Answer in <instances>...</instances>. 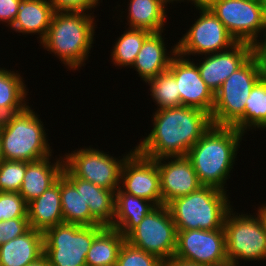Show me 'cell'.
<instances>
[{
    "mask_svg": "<svg viewBox=\"0 0 266 266\" xmlns=\"http://www.w3.org/2000/svg\"><path fill=\"white\" fill-rule=\"evenodd\" d=\"M252 57L255 59L261 79L266 80V43L260 38L251 44Z\"/></svg>",
    "mask_w": 266,
    "mask_h": 266,
    "instance_id": "38",
    "label": "cell"
},
{
    "mask_svg": "<svg viewBox=\"0 0 266 266\" xmlns=\"http://www.w3.org/2000/svg\"><path fill=\"white\" fill-rule=\"evenodd\" d=\"M163 32L151 33L143 42L140 51L137 54L134 68L143 81H148L156 77L161 72L169 69L170 62L177 53V44L167 51V46L162 35ZM170 53V54H169ZM171 55V56H170Z\"/></svg>",
    "mask_w": 266,
    "mask_h": 266,
    "instance_id": "18",
    "label": "cell"
},
{
    "mask_svg": "<svg viewBox=\"0 0 266 266\" xmlns=\"http://www.w3.org/2000/svg\"><path fill=\"white\" fill-rule=\"evenodd\" d=\"M227 191L212 186H201L198 190L170 201L168 207L176 230L224 229V220L233 207Z\"/></svg>",
    "mask_w": 266,
    "mask_h": 266,
    "instance_id": "5",
    "label": "cell"
},
{
    "mask_svg": "<svg viewBox=\"0 0 266 266\" xmlns=\"http://www.w3.org/2000/svg\"><path fill=\"white\" fill-rule=\"evenodd\" d=\"M266 121V80L260 79L246 100L244 117L234 126L242 133L256 131Z\"/></svg>",
    "mask_w": 266,
    "mask_h": 266,
    "instance_id": "30",
    "label": "cell"
},
{
    "mask_svg": "<svg viewBox=\"0 0 266 266\" xmlns=\"http://www.w3.org/2000/svg\"><path fill=\"white\" fill-rule=\"evenodd\" d=\"M55 10L50 0H22L10 27L22 34H38L40 42L46 37Z\"/></svg>",
    "mask_w": 266,
    "mask_h": 266,
    "instance_id": "22",
    "label": "cell"
},
{
    "mask_svg": "<svg viewBox=\"0 0 266 266\" xmlns=\"http://www.w3.org/2000/svg\"><path fill=\"white\" fill-rule=\"evenodd\" d=\"M102 2V0H101ZM53 8L57 12H92L100 0H50Z\"/></svg>",
    "mask_w": 266,
    "mask_h": 266,
    "instance_id": "36",
    "label": "cell"
},
{
    "mask_svg": "<svg viewBox=\"0 0 266 266\" xmlns=\"http://www.w3.org/2000/svg\"><path fill=\"white\" fill-rule=\"evenodd\" d=\"M152 130L135 148L150 159L186 156L212 125L208 113L184 105L156 110Z\"/></svg>",
    "mask_w": 266,
    "mask_h": 266,
    "instance_id": "1",
    "label": "cell"
},
{
    "mask_svg": "<svg viewBox=\"0 0 266 266\" xmlns=\"http://www.w3.org/2000/svg\"><path fill=\"white\" fill-rule=\"evenodd\" d=\"M22 0H0V22L12 26Z\"/></svg>",
    "mask_w": 266,
    "mask_h": 266,
    "instance_id": "37",
    "label": "cell"
},
{
    "mask_svg": "<svg viewBox=\"0 0 266 266\" xmlns=\"http://www.w3.org/2000/svg\"><path fill=\"white\" fill-rule=\"evenodd\" d=\"M31 106L0 119L4 160L33 162L52 156L47 133Z\"/></svg>",
    "mask_w": 266,
    "mask_h": 266,
    "instance_id": "4",
    "label": "cell"
},
{
    "mask_svg": "<svg viewBox=\"0 0 266 266\" xmlns=\"http://www.w3.org/2000/svg\"><path fill=\"white\" fill-rule=\"evenodd\" d=\"M60 193L63 220L66 224L81 226L101 225L90 213L89 205L81 192L62 174L60 176Z\"/></svg>",
    "mask_w": 266,
    "mask_h": 266,
    "instance_id": "27",
    "label": "cell"
},
{
    "mask_svg": "<svg viewBox=\"0 0 266 266\" xmlns=\"http://www.w3.org/2000/svg\"><path fill=\"white\" fill-rule=\"evenodd\" d=\"M163 266H207V265L184 261L173 256L169 260L164 261Z\"/></svg>",
    "mask_w": 266,
    "mask_h": 266,
    "instance_id": "39",
    "label": "cell"
},
{
    "mask_svg": "<svg viewBox=\"0 0 266 266\" xmlns=\"http://www.w3.org/2000/svg\"><path fill=\"white\" fill-rule=\"evenodd\" d=\"M244 133L233 126H216L210 128L190 148L186 157L190 160L200 183L223 191L226 180L233 172L237 160V151Z\"/></svg>",
    "mask_w": 266,
    "mask_h": 266,
    "instance_id": "2",
    "label": "cell"
},
{
    "mask_svg": "<svg viewBox=\"0 0 266 266\" xmlns=\"http://www.w3.org/2000/svg\"><path fill=\"white\" fill-rule=\"evenodd\" d=\"M62 157L59 155L56 162L52 159L54 163L50 161L51 158H54L52 156L27 162L26 172L19 190V194L27 203L42 195L57 182L64 168V158Z\"/></svg>",
    "mask_w": 266,
    "mask_h": 266,
    "instance_id": "19",
    "label": "cell"
},
{
    "mask_svg": "<svg viewBox=\"0 0 266 266\" xmlns=\"http://www.w3.org/2000/svg\"><path fill=\"white\" fill-rule=\"evenodd\" d=\"M116 192H125L149 200L155 206L163 205L156 161L134 150L122 165L120 185Z\"/></svg>",
    "mask_w": 266,
    "mask_h": 266,
    "instance_id": "14",
    "label": "cell"
},
{
    "mask_svg": "<svg viewBox=\"0 0 266 266\" xmlns=\"http://www.w3.org/2000/svg\"><path fill=\"white\" fill-rule=\"evenodd\" d=\"M177 230L166 205L151 210L126 237L134 247L153 254L163 261L174 256Z\"/></svg>",
    "mask_w": 266,
    "mask_h": 266,
    "instance_id": "12",
    "label": "cell"
},
{
    "mask_svg": "<svg viewBox=\"0 0 266 266\" xmlns=\"http://www.w3.org/2000/svg\"><path fill=\"white\" fill-rule=\"evenodd\" d=\"M103 225L62 223L43 233L44 254L50 266H86V255Z\"/></svg>",
    "mask_w": 266,
    "mask_h": 266,
    "instance_id": "7",
    "label": "cell"
},
{
    "mask_svg": "<svg viewBox=\"0 0 266 266\" xmlns=\"http://www.w3.org/2000/svg\"><path fill=\"white\" fill-rule=\"evenodd\" d=\"M28 203L19 193L0 192V217L3 220L27 217Z\"/></svg>",
    "mask_w": 266,
    "mask_h": 266,
    "instance_id": "34",
    "label": "cell"
},
{
    "mask_svg": "<svg viewBox=\"0 0 266 266\" xmlns=\"http://www.w3.org/2000/svg\"><path fill=\"white\" fill-rule=\"evenodd\" d=\"M258 129L259 130L260 129H262V130L266 129V121Z\"/></svg>",
    "mask_w": 266,
    "mask_h": 266,
    "instance_id": "45",
    "label": "cell"
},
{
    "mask_svg": "<svg viewBox=\"0 0 266 266\" xmlns=\"http://www.w3.org/2000/svg\"><path fill=\"white\" fill-rule=\"evenodd\" d=\"M124 33L114 42L111 50L112 63L116 66L132 67L135 63L138 52L145 39L151 34L145 29L127 28Z\"/></svg>",
    "mask_w": 266,
    "mask_h": 266,
    "instance_id": "29",
    "label": "cell"
},
{
    "mask_svg": "<svg viewBox=\"0 0 266 266\" xmlns=\"http://www.w3.org/2000/svg\"><path fill=\"white\" fill-rule=\"evenodd\" d=\"M163 264L164 261L157 256L124 241L118 253L116 266H163Z\"/></svg>",
    "mask_w": 266,
    "mask_h": 266,
    "instance_id": "33",
    "label": "cell"
},
{
    "mask_svg": "<svg viewBox=\"0 0 266 266\" xmlns=\"http://www.w3.org/2000/svg\"><path fill=\"white\" fill-rule=\"evenodd\" d=\"M256 211H258L261 214V217L263 219V223H264L265 228H266V203L259 206Z\"/></svg>",
    "mask_w": 266,
    "mask_h": 266,
    "instance_id": "42",
    "label": "cell"
},
{
    "mask_svg": "<svg viewBox=\"0 0 266 266\" xmlns=\"http://www.w3.org/2000/svg\"><path fill=\"white\" fill-rule=\"evenodd\" d=\"M125 237L110 226H105L93 239L86 255V266L116 265Z\"/></svg>",
    "mask_w": 266,
    "mask_h": 266,
    "instance_id": "28",
    "label": "cell"
},
{
    "mask_svg": "<svg viewBox=\"0 0 266 266\" xmlns=\"http://www.w3.org/2000/svg\"><path fill=\"white\" fill-rule=\"evenodd\" d=\"M4 160L3 157V149H2V143H1V135H0V162Z\"/></svg>",
    "mask_w": 266,
    "mask_h": 266,
    "instance_id": "43",
    "label": "cell"
},
{
    "mask_svg": "<svg viewBox=\"0 0 266 266\" xmlns=\"http://www.w3.org/2000/svg\"><path fill=\"white\" fill-rule=\"evenodd\" d=\"M93 14L55 11L47 35L40 42L43 49L59 58L67 69L80 70L95 41L97 25Z\"/></svg>",
    "mask_w": 266,
    "mask_h": 266,
    "instance_id": "3",
    "label": "cell"
},
{
    "mask_svg": "<svg viewBox=\"0 0 266 266\" xmlns=\"http://www.w3.org/2000/svg\"><path fill=\"white\" fill-rule=\"evenodd\" d=\"M256 215L234 212L233 207L227 213L223 228L229 264L266 260V228L261 214Z\"/></svg>",
    "mask_w": 266,
    "mask_h": 266,
    "instance_id": "6",
    "label": "cell"
},
{
    "mask_svg": "<svg viewBox=\"0 0 266 266\" xmlns=\"http://www.w3.org/2000/svg\"><path fill=\"white\" fill-rule=\"evenodd\" d=\"M129 1L126 18L129 28L145 29L151 33L164 32L167 4L163 0Z\"/></svg>",
    "mask_w": 266,
    "mask_h": 266,
    "instance_id": "25",
    "label": "cell"
},
{
    "mask_svg": "<svg viewBox=\"0 0 266 266\" xmlns=\"http://www.w3.org/2000/svg\"><path fill=\"white\" fill-rule=\"evenodd\" d=\"M62 174L81 192L91 215L103 226H111L115 216V192L74 177L65 167Z\"/></svg>",
    "mask_w": 266,
    "mask_h": 266,
    "instance_id": "20",
    "label": "cell"
},
{
    "mask_svg": "<svg viewBox=\"0 0 266 266\" xmlns=\"http://www.w3.org/2000/svg\"><path fill=\"white\" fill-rule=\"evenodd\" d=\"M23 79L18 71L0 67V119L18 113L28 106V88Z\"/></svg>",
    "mask_w": 266,
    "mask_h": 266,
    "instance_id": "26",
    "label": "cell"
},
{
    "mask_svg": "<svg viewBox=\"0 0 266 266\" xmlns=\"http://www.w3.org/2000/svg\"><path fill=\"white\" fill-rule=\"evenodd\" d=\"M203 2L223 23L236 42L252 44L261 38L266 18V2L263 0H203Z\"/></svg>",
    "mask_w": 266,
    "mask_h": 266,
    "instance_id": "9",
    "label": "cell"
},
{
    "mask_svg": "<svg viewBox=\"0 0 266 266\" xmlns=\"http://www.w3.org/2000/svg\"><path fill=\"white\" fill-rule=\"evenodd\" d=\"M27 162L3 160L0 162V192L19 193Z\"/></svg>",
    "mask_w": 266,
    "mask_h": 266,
    "instance_id": "32",
    "label": "cell"
},
{
    "mask_svg": "<svg viewBox=\"0 0 266 266\" xmlns=\"http://www.w3.org/2000/svg\"><path fill=\"white\" fill-rule=\"evenodd\" d=\"M26 266H50L49 261L45 254H43L41 257L36 259L33 262H30Z\"/></svg>",
    "mask_w": 266,
    "mask_h": 266,
    "instance_id": "40",
    "label": "cell"
},
{
    "mask_svg": "<svg viewBox=\"0 0 266 266\" xmlns=\"http://www.w3.org/2000/svg\"><path fill=\"white\" fill-rule=\"evenodd\" d=\"M134 150L130 149V152L124 154L121 159L120 156L114 158L109 152L92 148L90 145L64 154V167L74 177L109 190H117L120 185L122 165Z\"/></svg>",
    "mask_w": 266,
    "mask_h": 266,
    "instance_id": "10",
    "label": "cell"
},
{
    "mask_svg": "<svg viewBox=\"0 0 266 266\" xmlns=\"http://www.w3.org/2000/svg\"><path fill=\"white\" fill-rule=\"evenodd\" d=\"M204 56L196 64L201 78L215 94L222 83L252 57V49L249 43L236 42L227 50Z\"/></svg>",
    "mask_w": 266,
    "mask_h": 266,
    "instance_id": "16",
    "label": "cell"
},
{
    "mask_svg": "<svg viewBox=\"0 0 266 266\" xmlns=\"http://www.w3.org/2000/svg\"><path fill=\"white\" fill-rule=\"evenodd\" d=\"M28 218H14L0 222V245L26 233L30 229Z\"/></svg>",
    "mask_w": 266,
    "mask_h": 266,
    "instance_id": "35",
    "label": "cell"
},
{
    "mask_svg": "<svg viewBox=\"0 0 266 266\" xmlns=\"http://www.w3.org/2000/svg\"><path fill=\"white\" fill-rule=\"evenodd\" d=\"M174 257L207 266L228 265L224 229L177 230Z\"/></svg>",
    "mask_w": 266,
    "mask_h": 266,
    "instance_id": "13",
    "label": "cell"
},
{
    "mask_svg": "<svg viewBox=\"0 0 266 266\" xmlns=\"http://www.w3.org/2000/svg\"><path fill=\"white\" fill-rule=\"evenodd\" d=\"M200 16L177 42V53L183 57L214 54L229 49L236 43L223 23L204 3L195 5Z\"/></svg>",
    "mask_w": 266,
    "mask_h": 266,
    "instance_id": "11",
    "label": "cell"
},
{
    "mask_svg": "<svg viewBox=\"0 0 266 266\" xmlns=\"http://www.w3.org/2000/svg\"><path fill=\"white\" fill-rule=\"evenodd\" d=\"M167 5L168 4H170L171 2L172 3H174L175 1L178 3V1H179V3H181V2H190L193 6H195V5H197V4H199V3H202L203 2V0H163Z\"/></svg>",
    "mask_w": 266,
    "mask_h": 266,
    "instance_id": "41",
    "label": "cell"
},
{
    "mask_svg": "<svg viewBox=\"0 0 266 266\" xmlns=\"http://www.w3.org/2000/svg\"><path fill=\"white\" fill-rule=\"evenodd\" d=\"M27 217L30 227L44 233L64 223L61 207L60 177L42 195L28 203Z\"/></svg>",
    "mask_w": 266,
    "mask_h": 266,
    "instance_id": "21",
    "label": "cell"
},
{
    "mask_svg": "<svg viewBox=\"0 0 266 266\" xmlns=\"http://www.w3.org/2000/svg\"><path fill=\"white\" fill-rule=\"evenodd\" d=\"M169 70L177 82L180 106L200 109L211 116L215 94L201 78L197 64L193 59L176 53L170 62Z\"/></svg>",
    "mask_w": 266,
    "mask_h": 266,
    "instance_id": "15",
    "label": "cell"
},
{
    "mask_svg": "<svg viewBox=\"0 0 266 266\" xmlns=\"http://www.w3.org/2000/svg\"><path fill=\"white\" fill-rule=\"evenodd\" d=\"M260 79L257 63L251 57L231 74L215 93L210 116L212 125L234 127L244 117L246 100Z\"/></svg>",
    "mask_w": 266,
    "mask_h": 266,
    "instance_id": "8",
    "label": "cell"
},
{
    "mask_svg": "<svg viewBox=\"0 0 266 266\" xmlns=\"http://www.w3.org/2000/svg\"><path fill=\"white\" fill-rule=\"evenodd\" d=\"M154 160L160 173L163 205H167L173 199L188 195L203 186L186 156L164 157Z\"/></svg>",
    "mask_w": 266,
    "mask_h": 266,
    "instance_id": "17",
    "label": "cell"
},
{
    "mask_svg": "<svg viewBox=\"0 0 266 266\" xmlns=\"http://www.w3.org/2000/svg\"><path fill=\"white\" fill-rule=\"evenodd\" d=\"M155 207L149 200L125 192H115V216L110 227L126 237Z\"/></svg>",
    "mask_w": 266,
    "mask_h": 266,
    "instance_id": "24",
    "label": "cell"
},
{
    "mask_svg": "<svg viewBox=\"0 0 266 266\" xmlns=\"http://www.w3.org/2000/svg\"><path fill=\"white\" fill-rule=\"evenodd\" d=\"M150 95L157 105L156 110L180 106V93L173 73L167 69L146 81Z\"/></svg>",
    "mask_w": 266,
    "mask_h": 266,
    "instance_id": "31",
    "label": "cell"
},
{
    "mask_svg": "<svg viewBox=\"0 0 266 266\" xmlns=\"http://www.w3.org/2000/svg\"><path fill=\"white\" fill-rule=\"evenodd\" d=\"M44 254L43 233L30 228L0 245V266H26Z\"/></svg>",
    "mask_w": 266,
    "mask_h": 266,
    "instance_id": "23",
    "label": "cell"
},
{
    "mask_svg": "<svg viewBox=\"0 0 266 266\" xmlns=\"http://www.w3.org/2000/svg\"><path fill=\"white\" fill-rule=\"evenodd\" d=\"M262 37H261V39L266 43V18H265V25H264V30H263V36Z\"/></svg>",
    "mask_w": 266,
    "mask_h": 266,
    "instance_id": "44",
    "label": "cell"
}]
</instances>
